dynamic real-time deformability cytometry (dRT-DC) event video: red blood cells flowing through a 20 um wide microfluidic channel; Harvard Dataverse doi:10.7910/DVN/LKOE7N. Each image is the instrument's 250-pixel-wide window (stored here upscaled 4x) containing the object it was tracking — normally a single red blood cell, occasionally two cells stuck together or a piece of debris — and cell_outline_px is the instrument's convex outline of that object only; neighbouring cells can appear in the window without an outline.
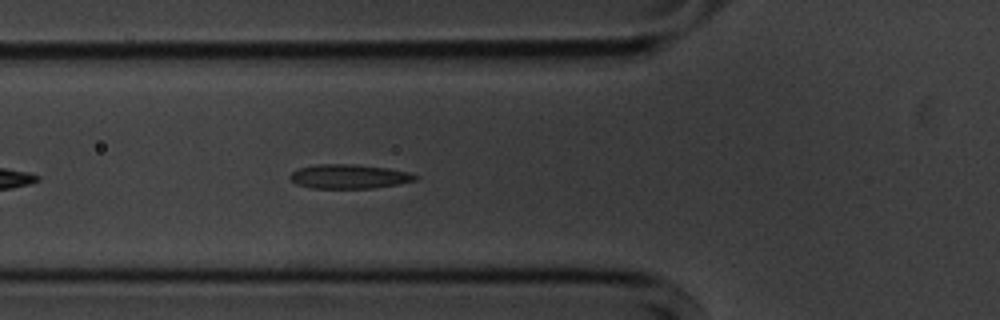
{"species": "common noctule bat (a hibernating species)", "species_latin": "Nyctalus noctula", "temperature_condition": "cold", "stored_images_in_passage": 34, "camera_frame_rate_fps": 3000, "um_per_image_px": 0.085, "animal": {"sex": "male", "body_mass_g": 20.1, "forearm_length_mm": 53.5}, "frame": {"image": 1, "passage_image": 6, "time_ms": 1.667, "image_size_px": [1000, 320], "cell_outline_px": [[420, 176], [416, 180], [396, 184], [372, 188], [312, 188], [296, 184], [288, 176], [292, 172], [300, 168], [316, 164], [356, 164], [388, 168], [408, 172]], "centroid_in_image_um": [29.67, 14.99], "position_along_channel_um": 96.1, "area_um2": 17.63}}
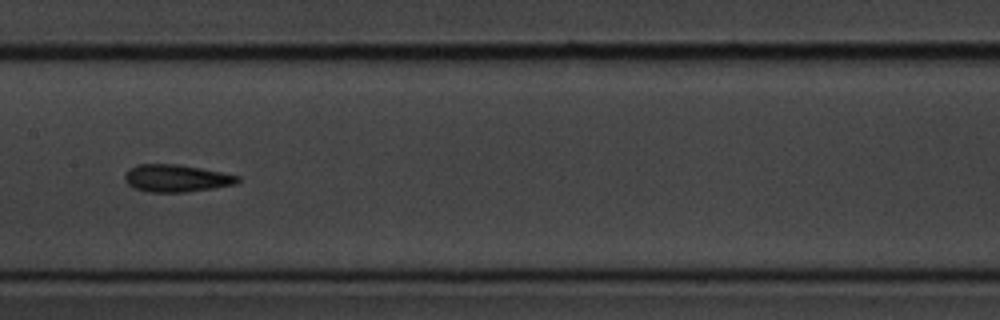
{"frame": {"image": 2, "passage_image": 14, "time_ms": 4.333, "image_size_px": [1000, 320], "cell_outline_px": [[240, 180], [236, 184], [212, 188], [184, 192], [148, 192], [132, 188], [124, 180], [124, 176], [128, 168], [136, 164], [176, 164], [200, 168], [240, 176]], "centroid_in_image_um": [14.93, 15.15], "position_along_channel_um": 192.5, "area_um2": 18.03}}
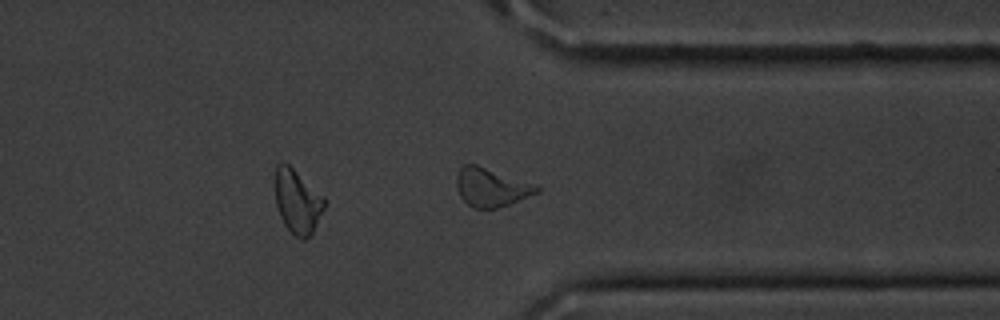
{"frame": {"image": 3, "passage_image": 29, "time_ms": 9.333, "image_size_px": [1000, 320], "cell_outline_px": [[544, 188], [540, 192], [508, 204], [496, 208], [472, 208], [460, 196], [456, 188], [456, 176], [460, 168], [464, 164], [476, 164], [536, 184]], "centroid_in_image_um": [41.77, 15.91], "position_along_channel_um": 369.6, "area_um2": 18.09}, "authors_computed_cell_mechanics": {"area_um2": 17.5134, "velocity_mm_per_s": 3.5839, "shape_relaxation_time_tau1_ms": 6.4209, "shape_relaxation_time_tau2_ms": 2.917, "deformation_change_tau1": 0.1486, "deformation_change_tau2": 0.1016}}